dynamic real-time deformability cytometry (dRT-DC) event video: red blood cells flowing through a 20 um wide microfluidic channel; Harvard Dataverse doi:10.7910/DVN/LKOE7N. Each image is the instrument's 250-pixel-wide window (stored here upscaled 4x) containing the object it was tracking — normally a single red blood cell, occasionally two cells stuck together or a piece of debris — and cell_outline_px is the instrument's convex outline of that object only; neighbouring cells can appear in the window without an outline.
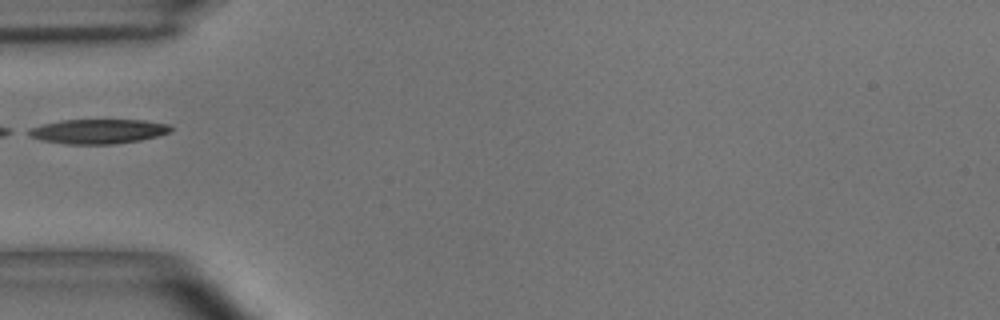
{"species": "common noctule bat (a hibernating species)", "species_latin": "Nyctalus noctula", "temperature_condition": "room temperature", "stored_images_in_passage": 2, "camera_frame_rate_fps": 3000, "um_per_image_px": 0.085, "animal": {"sex": "male", "body_mass_g": 15.6}, "frame": {"image": 1, "passage_image": 1, "time_ms": 0.0, "image_size_px": [1000, 320], "cell_outline_px": [[172, 132], [140, 140], [112, 144], [68, 144], [40, 140], [28, 136], [20, 132], [28, 128], [44, 124], [64, 120], [144, 120], [168, 124], [172, 128]], "centroid_in_image_um": [8.27, 11.17], "position_along_channel_um": 76.7, "area_um2": 20.52}}
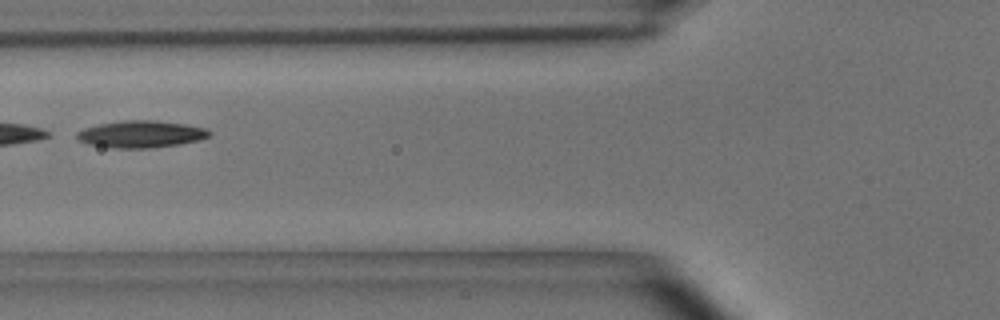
{"frame": {"image": 2, "passage_image": 2, "time_ms": 0.333, "image_size_px": [1000, 320], "cell_outline_px": [[212, 136], [200, 140], [180, 144], [148, 148], [112, 148], [88, 144], [76, 140], [76, 132], [84, 128], [100, 124], [124, 120], [156, 120], [184, 124], [208, 128], [212, 132]], "centroid_in_image_um": [12.01, 11.4], "position_along_channel_um": 113.8, "area_um2": 21.1}}